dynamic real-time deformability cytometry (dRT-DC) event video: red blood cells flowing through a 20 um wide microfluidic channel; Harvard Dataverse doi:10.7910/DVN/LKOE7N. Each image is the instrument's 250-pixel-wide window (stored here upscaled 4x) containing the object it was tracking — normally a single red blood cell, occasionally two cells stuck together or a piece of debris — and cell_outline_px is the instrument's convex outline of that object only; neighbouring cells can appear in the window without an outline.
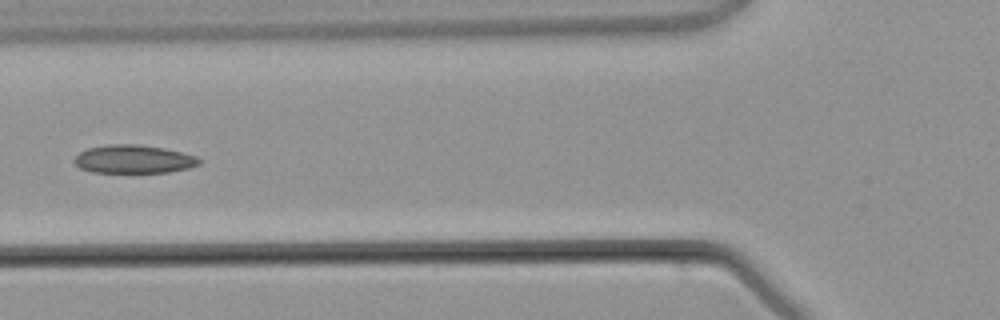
{"species": "common noctule bat (a hibernating species)", "species_latin": "Nyctalus noctula", "temperature_condition": "warm", "stored_images_in_passage": 3, "camera_frame_rate_fps": 3000, "um_per_image_px": 0.085, "animal": {"sex": "male", "body_mass_g": 21.5, "forearm_length_mm": 52.0}, "frame": {"image": 1, "passage_image": 3, "time_ms": 2.333, "image_size_px": [1000, 320], "cell_outline_px": [[200, 164], [188, 168], [168, 172], [92, 172], [80, 168], [72, 160], [80, 152], [88, 148], [108, 144], [136, 144], [164, 148], [196, 156], [200, 160]], "centroid_in_image_um": [11.34, 13.52], "position_along_channel_um": 114.5, "area_um2": 20.46}}